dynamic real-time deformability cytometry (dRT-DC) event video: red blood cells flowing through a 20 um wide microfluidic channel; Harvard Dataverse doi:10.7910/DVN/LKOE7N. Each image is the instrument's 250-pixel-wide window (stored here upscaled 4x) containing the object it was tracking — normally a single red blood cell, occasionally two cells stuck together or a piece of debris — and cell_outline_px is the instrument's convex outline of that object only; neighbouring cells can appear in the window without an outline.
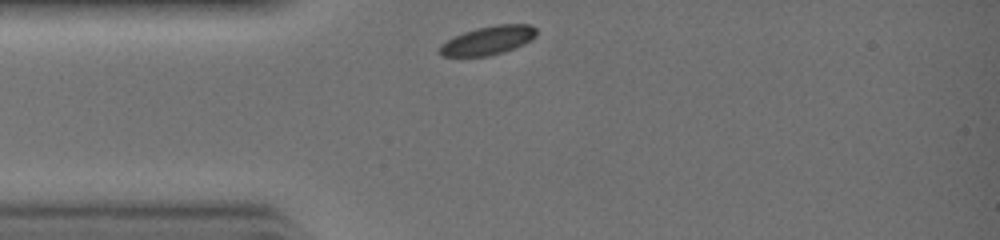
{"species": "common noctule bat (a hibernating species)", "species_latin": "Nyctalus noctula", "temperature_condition": "warm", "stored_images_in_passage": 21, "camera_frame_rate_fps": 3000, "um_per_image_px": 0.085, "animal": {"sex": "female", "body_mass_g": 19.0, "forearm_length_mm": 51.5}, "frame": {"image": 1, "passage_image": 1, "time_ms": 0.0, "image_size_px": [1000, 240], "cell_outline_px": [[536, 36], [532, 40], [524, 44], [504, 52], [488, 56], [440, 56], [440, 44], [464, 32], [476, 28], [496, 24], [532, 24], [536, 28]], "centroid_in_image_um": [41.53, 3.43], "position_along_channel_um": 43.5, "area_um2": 16.18}}
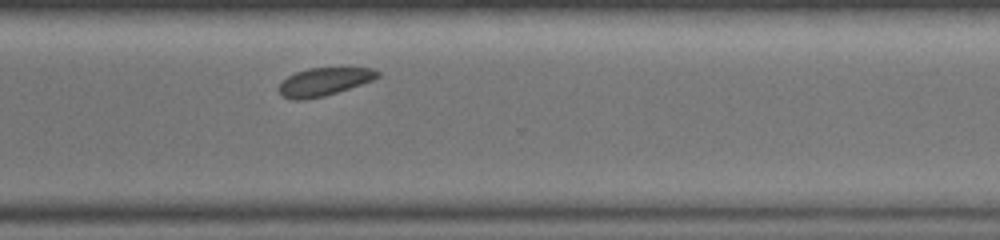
{"frame": {"image": 2, "passage_image": 17, "time_ms": 5.333, "image_size_px": [1000, 240], "cell_outline_px": [[380, 76], [372, 80], [324, 96], [304, 100], [292, 100], [284, 96], [280, 92], [280, 84], [288, 76], [296, 72], [308, 68], [348, 64], [372, 68], [380, 72]], "centroid_in_image_um": [27.63, 6.87], "position_along_channel_um": 343.0, "area_um2": 16.7}}
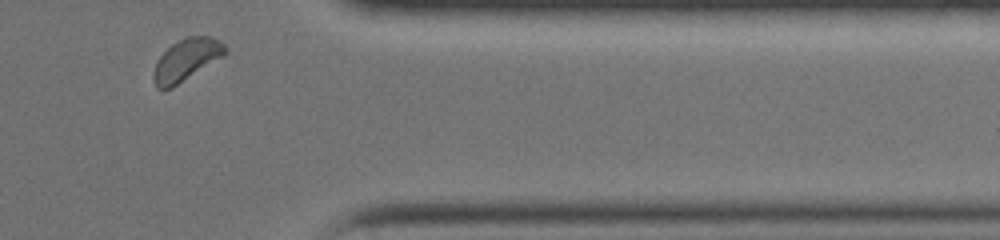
{"frame": {"image": 3, "passage_image": 20, "time_ms": 6.333, "image_size_px": [1000, 240], "cell_outline_px": [[228, 52], [224, 56], [172, 88], [156, 88], [152, 80], [152, 76], [156, 64], [160, 56], [172, 44], [188, 36], [212, 36], [220, 40], [228, 48]], "centroid_in_image_um": [15.87, 5.08], "position_along_channel_um": 395.5, "area_um2": 17.51}}